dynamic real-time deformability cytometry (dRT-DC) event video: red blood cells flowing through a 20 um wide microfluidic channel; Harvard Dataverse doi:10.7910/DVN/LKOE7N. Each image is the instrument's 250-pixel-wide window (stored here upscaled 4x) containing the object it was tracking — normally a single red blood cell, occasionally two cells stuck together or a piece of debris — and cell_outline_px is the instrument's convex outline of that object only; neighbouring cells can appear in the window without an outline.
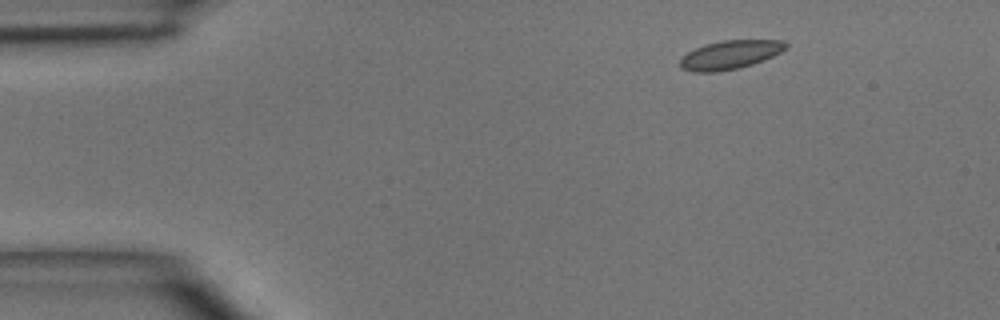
{"species": "common noctule bat (a hibernating species)", "species_latin": "Nyctalus noctula", "temperature_condition": "room temperature", "stored_images_in_passage": 3, "camera_frame_rate_fps": 3000, "um_per_image_px": 0.085, "animal": {"sex": "male", "body_mass_g": 15.6}, "frame": {"image": 1, "passage_image": 3, "time_ms": 3.333, "image_size_px": [1000, 320], "cell_outline_px": [[788, 48], [764, 60], [752, 64], [736, 68], [716, 72], [692, 72], [680, 68], [680, 60], [688, 52], [704, 44], [720, 40], [784, 40], [788, 44]], "centroid_in_image_um": [62.06, 4.65], "position_along_channel_um": 22.9, "area_um2": 17.69}}